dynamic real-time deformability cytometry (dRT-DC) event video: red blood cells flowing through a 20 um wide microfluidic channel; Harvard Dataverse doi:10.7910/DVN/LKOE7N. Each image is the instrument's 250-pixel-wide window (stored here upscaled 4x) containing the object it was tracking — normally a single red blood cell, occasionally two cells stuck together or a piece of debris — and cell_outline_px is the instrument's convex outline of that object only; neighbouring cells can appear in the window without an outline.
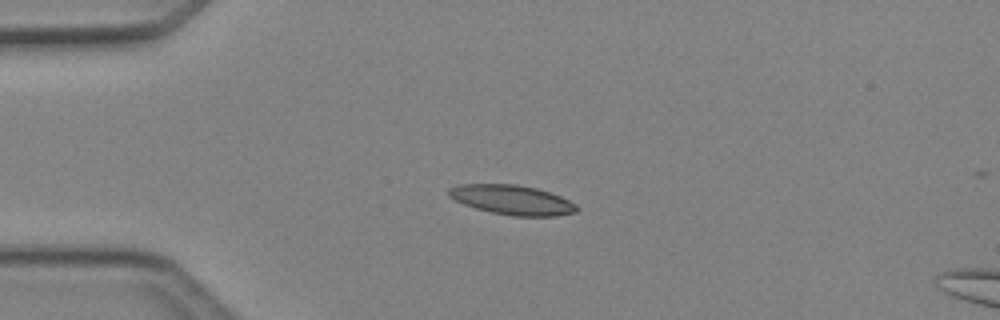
{"species": "Egyptian fruit bat (a non-hibernating species)", "species_latin": "Rousettus aegyptiacus", "temperature_condition": "cold", "stored_images_in_passage": 37, "camera_frame_rate_fps": 3000, "um_per_image_px": 0.085, "animal": {"sex": "female"}, "frame": {"image": 1, "passage_image": 1, "time_ms": 0.0, "image_size_px": [1000, 320], "cell_outline_px": [[580, 208], [576, 212], [556, 216], [512, 216], [492, 212], [476, 208], [464, 204], [448, 196], [448, 188], [456, 184], [516, 184], [536, 188], [560, 196], [576, 204]], "centroid_in_image_um": [43.52, 16.99], "position_along_channel_um": 41.5, "area_um2": 22.08}}
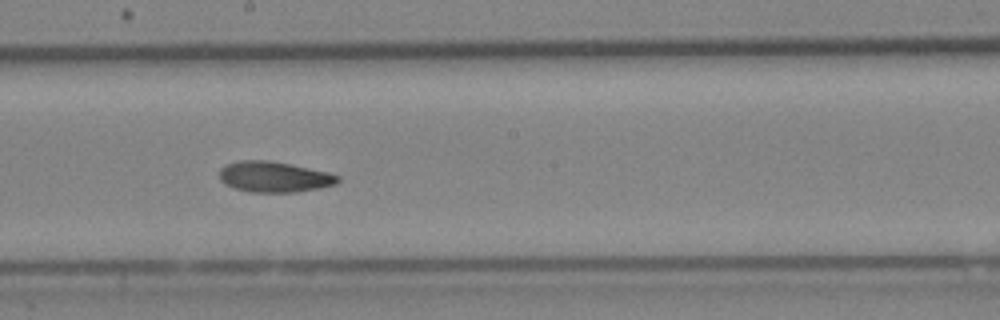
{"frame": {"image": 2, "passage_image": 16, "time_ms": 5.0, "image_size_px": [1000, 320], "cell_outline_px": [[340, 180], [336, 184], [320, 188], [296, 192], [252, 192], [236, 188], [224, 184], [220, 180], [220, 168], [228, 164], [240, 160], [268, 160], [328, 172], [340, 176]], "centroid_in_image_um": [23.31, 15.04], "position_along_channel_um": 224.9, "area_um2": 21.04}}
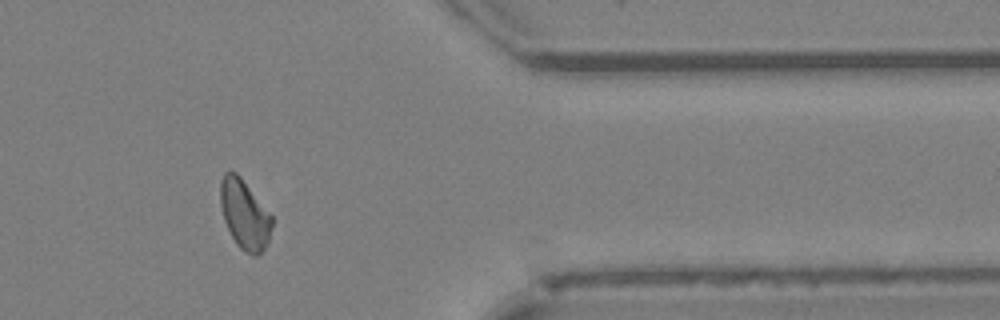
{"frame": {"image": 3, "passage_image": 29, "time_ms": 9.333, "image_size_px": [1000, 320], "cell_outline_px": [[272, 224], [268, 244], [256, 256], [252, 256], [244, 252], [236, 244], [224, 220], [220, 204], [220, 180], [224, 172], [228, 168], [236, 172], [240, 176], [272, 216]], "centroid_in_image_um": [20.77, 18.21], "position_along_channel_um": 390.6, "area_um2": 20.92}, "authors_computed_cell_mechanics": {"area_um2": 21.0392, "velocity_mm_per_s": 4.2465, "shape_relaxation_time_tau1_ms": 9.5892, "shape_relaxation_time_tau2_ms": 4.86, "deformation_change_tau1": 0.1715, "deformation_change_tau2": 0.1086}}